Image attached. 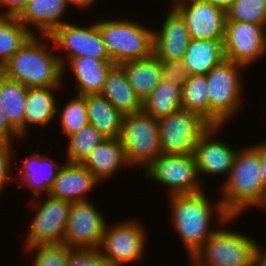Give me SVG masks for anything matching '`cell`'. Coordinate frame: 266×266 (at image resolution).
<instances>
[{
  "label": "cell",
  "instance_id": "cell-1",
  "mask_svg": "<svg viewBox=\"0 0 266 266\" xmlns=\"http://www.w3.org/2000/svg\"><path fill=\"white\" fill-rule=\"evenodd\" d=\"M207 189L195 194H177L168 196L171 215L170 225L187 252L190 259L218 229L214 228V219L219 225L231 216L225 211L220 199L213 201L208 197ZM214 218V219H213Z\"/></svg>",
  "mask_w": 266,
  "mask_h": 266
},
{
  "label": "cell",
  "instance_id": "cell-2",
  "mask_svg": "<svg viewBox=\"0 0 266 266\" xmlns=\"http://www.w3.org/2000/svg\"><path fill=\"white\" fill-rule=\"evenodd\" d=\"M261 160L252 145L239 148L228 178L220 184L219 198L231 217H242L251 207L266 209L261 182Z\"/></svg>",
  "mask_w": 266,
  "mask_h": 266
},
{
  "label": "cell",
  "instance_id": "cell-3",
  "mask_svg": "<svg viewBox=\"0 0 266 266\" xmlns=\"http://www.w3.org/2000/svg\"><path fill=\"white\" fill-rule=\"evenodd\" d=\"M56 53L49 35H32L0 72L28 88L64 86L63 67Z\"/></svg>",
  "mask_w": 266,
  "mask_h": 266
},
{
  "label": "cell",
  "instance_id": "cell-4",
  "mask_svg": "<svg viewBox=\"0 0 266 266\" xmlns=\"http://www.w3.org/2000/svg\"><path fill=\"white\" fill-rule=\"evenodd\" d=\"M244 68L247 67L225 59L205 75L211 125L226 126L242 110L245 94Z\"/></svg>",
  "mask_w": 266,
  "mask_h": 266
},
{
  "label": "cell",
  "instance_id": "cell-5",
  "mask_svg": "<svg viewBox=\"0 0 266 266\" xmlns=\"http://www.w3.org/2000/svg\"><path fill=\"white\" fill-rule=\"evenodd\" d=\"M237 219L230 217L218 225L219 229L190 260L196 266H254L256 253L263 245L242 232L225 227Z\"/></svg>",
  "mask_w": 266,
  "mask_h": 266
},
{
  "label": "cell",
  "instance_id": "cell-6",
  "mask_svg": "<svg viewBox=\"0 0 266 266\" xmlns=\"http://www.w3.org/2000/svg\"><path fill=\"white\" fill-rule=\"evenodd\" d=\"M100 35L114 64L143 59L153 54V28L122 15L96 20Z\"/></svg>",
  "mask_w": 266,
  "mask_h": 266
},
{
  "label": "cell",
  "instance_id": "cell-7",
  "mask_svg": "<svg viewBox=\"0 0 266 266\" xmlns=\"http://www.w3.org/2000/svg\"><path fill=\"white\" fill-rule=\"evenodd\" d=\"M119 139L130 168L145 170L162 154L158 120L143 111L123 116Z\"/></svg>",
  "mask_w": 266,
  "mask_h": 266
},
{
  "label": "cell",
  "instance_id": "cell-8",
  "mask_svg": "<svg viewBox=\"0 0 266 266\" xmlns=\"http://www.w3.org/2000/svg\"><path fill=\"white\" fill-rule=\"evenodd\" d=\"M137 219L106 224L102 243L98 249L112 266L138 263L146 250L147 229Z\"/></svg>",
  "mask_w": 266,
  "mask_h": 266
},
{
  "label": "cell",
  "instance_id": "cell-9",
  "mask_svg": "<svg viewBox=\"0 0 266 266\" xmlns=\"http://www.w3.org/2000/svg\"><path fill=\"white\" fill-rule=\"evenodd\" d=\"M32 199L34 211L24 238L26 241L23 240V248L38 244L63 243L71 202L49 194Z\"/></svg>",
  "mask_w": 266,
  "mask_h": 266
},
{
  "label": "cell",
  "instance_id": "cell-10",
  "mask_svg": "<svg viewBox=\"0 0 266 266\" xmlns=\"http://www.w3.org/2000/svg\"><path fill=\"white\" fill-rule=\"evenodd\" d=\"M145 171V172H144ZM143 173L165 187L164 194H195L203 191L193 155L160 154Z\"/></svg>",
  "mask_w": 266,
  "mask_h": 266
},
{
  "label": "cell",
  "instance_id": "cell-11",
  "mask_svg": "<svg viewBox=\"0 0 266 266\" xmlns=\"http://www.w3.org/2000/svg\"><path fill=\"white\" fill-rule=\"evenodd\" d=\"M162 154L193 155L200 137L211 124L201 115L180 109L158 120Z\"/></svg>",
  "mask_w": 266,
  "mask_h": 266
},
{
  "label": "cell",
  "instance_id": "cell-12",
  "mask_svg": "<svg viewBox=\"0 0 266 266\" xmlns=\"http://www.w3.org/2000/svg\"><path fill=\"white\" fill-rule=\"evenodd\" d=\"M91 23L90 25L80 26L68 20L49 35L56 52L60 51L56 54L62 67L70 59L81 56L111 60L96 22Z\"/></svg>",
  "mask_w": 266,
  "mask_h": 266
},
{
  "label": "cell",
  "instance_id": "cell-13",
  "mask_svg": "<svg viewBox=\"0 0 266 266\" xmlns=\"http://www.w3.org/2000/svg\"><path fill=\"white\" fill-rule=\"evenodd\" d=\"M91 201L71 203L63 243L73 249H99L102 243L107 221Z\"/></svg>",
  "mask_w": 266,
  "mask_h": 266
},
{
  "label": "cell",
  "instance_id": "cell-14",
  "mask_svg": "<svg viewBox=\"0 0 266 266\" xmlns=\"http://www.w3.org/2000/svg\"><path fill=\"white\" fill-rule=\"evenodd\" d=\"M225 59L246 67L266 55V28L262 24L226 21Z\"/></svg>",
  "mask_w": 266,
  "mask_h": 266
},
{
  "label": "cell",
  "instance_id": "cell-15",
  "mask_svg": "<svg viewBox=\"0 0 266 266\" xmlns=\"http://www.w3.org/2000/svg\"><path fill=\"white\" fill-rule=\"evenodd\" d=\"M184 19L190 39L224 40L226 11L201 0H170Z\"/></svg>",
  "mask_w": 266,
  "mask_h": 266
},
{
  "label": "cell",
  "instance_id": "cell-16",
  "mask_svg": "<svg viewBox=\"0 0 266 266\" xmlns=\"http://www.w3.org/2000/svg\"><path fill=\"white\" fill-rule=\"evenodd\" d=\"M223 128H225V125H211L200 137L194 149L193 157L198 177L203 185L205 180L202 177L205 178V175L219 176V178L225 176L224 182L230 174L235 156L239 150V148H233L228 145L229 143L217 137Z\"/></svg>",
  "mask_w": 266,
  "mask_h": 266
},
{
  "label": "cell",
  "instance_id": "cell-17",
  "mask_svg": "<svg viewBox=\"0 0 266 266\" xmlns=\"http://www.w3.org/2000/svg\"><path fill=\"white\" fill-rule=\"evenodd\" d=\"M48 153L50 151L45 154L38 150L32 154L29 153L18 166V160H16L17 152L16 150L14 151V163L17 172L14 176V181L20 189L24 187L25 190L26 188L29 189V192L31 190L33 198L49 194L54 180L63 165V163L60 164L58 161H54V158H50Z\"/></svg>",
  "mask_w": 266,
  "mask_h": 266
},
{
  "label": "cell",
  "instance_id": "cell-18",
  "mask_svg": "<svg viewBox=\"0 0 266 266\" xmlns=\"http://www.w3.org/2000/svg\"><path fill=\"white\" fill-rule=\"evenodd\" d=\"M161 28L153 30V55L159 60H183L190 42L182 16L171 6Z\"/></svg>",
  "mask_w": 266,
  "mask_h": 266
},
{
  "label": "cell",
  "instance_id": "cell-19",
  "mask_svg": "<svg viewBox=\"0 0 266 266\" xmlns=\"http://www.w3.org/2000/svg\"><path fill=\"white\" fill-rule=\"evenodd\" d=\"M101 182L82 164L63 160L49 195L73 202L90 201L88 193Z\"/></svg>",
  "mask_w": 266,
  "mask_h": 266
},
{
  "label": "cell",
  "instance_id": "cell-20",
  "mask_svg": "<svg viewBox=\"0 0 266 266\" xmlns=\"http://www.w3.org/2000/svg\"><path fill=\"white\" fill-rule=\"evenodd\" d=\"M113 65L112 60H102L88 56L72 58L63 66V84L66 83L64 80L65 74L70 67L76 95L100 94L106 76Z\"/></svg>",
  "mask_w": 266,
  "mask_h": 266
},
{
  "label": "cell",
  "instance_id": "cell-21",
  "mask_svg": "<svg viewBox=\"0 0 266 266\" xmlns=\"http://www.w3.org/2000/svg\"><path fill=\"white\" fill-rule=\"evenodd\" d=\"M70 9L64 0H29L17 19L33 35H50L57 27L68 22L63 19Z\"/></svg>",
  "mask_w": 266,
  "mask_h": 266
},
{
  "label": "cell",
  "instance_id": "cell-22",
  "mask_svg": "<svg viewBox=\"0 0 266 266\" xmlns=\"http://www.w3.org/2000/svg\"><path fill=\"white\" fill-rule=\"evenodd\" d=\"M65 86L28 88L24 113V138L34 126L42 128L56 122L58 98L56 93Z\"/></svg>",
  "mask_w": 266,
  "mask_h": 266
},
{
  "label": "cell",
  "instance_id": "cell-23",
  "mask_svg": "<svg viewBox=\"0 0 266 266\" xmlns=\"http://www.w3.org/2000/svg\"><path fill=\"white\" fill-rule=\"evenodd\" d=\"M101 183L112 179L122 168L130 169L119 138H106L82 163Z\"/></svg>",
  "mask_w": 266,
  "mask_h": 266
},
{
  "label": "cell",
  "instance_id": "cell-24",
  "mask_svg": "<svg viewBox=\"0 0 266 266\" xmlns=\"http://www.w3.org/2000/svg\"><path fill=\"white\" fill-rule=\"evenodd\" d=\"M100 94L123 115L142 112L143 102L130 86L126 72L120 64L111 67Z\"/></svg>",
  "mask_w": 266,
  "mask_h": 266
},
{
  "label": "cell",
  "instance_id": "cell-25",
  "mask_svg": "<svg viewBox=\"0 0 266 266\" xmlns=\"http://www.w3.org/2000/svg\"><path fill=\"white\" fill-rule=\"evenodd\" d=\"M224 40L191 39L183 59L184 67L191 75H206L225 60Z\"/></svg>",
  "mask_w": 266,
  "mask_h": 266
},
{
  "label": "cell",
  "instance_id": "cell-26",
  "mask_svg": "<svg viewBox=\"0 0 266 266\" xmlns=\"http://www.w3.org/2000/svg\"><path fill=\"white\" fill-rule=\"evenodd\" d=\"M83 97L89 123L105 138H119L124 115L101 94H87Z\"/></svg>",
  "mask_w": 266,
  "mask_h": 266
},
{
  "label": "cell",
  "instance_id": "cell-27",
  "mask_svg": "<svg viewBox=\"0 0 266 266\" xmlns=\"http://www.w3.org/2000/svg\"><path fill=\"white\" fill-rule=\"evenodd\" d=\"M127 75L128 82L142 102L153 92L162 80L160 60L153 54L147 58L120 64Z\"/></svg>",
  "mask_w": 266,
  "mask_h": 266
},
{
  "label": "cell",
  "instance_id": "cell-28",
  "mask_svg": "<svg viewBox=\"0 0 266 266\" xmlns=\"http://www.w3.org/2000/svg\"><path fill=\"white\" fill-rule=\"evenodd\" d=\"M28 87L0 72V106L7 122L24 139V113Z\"/></svg>",
  "mask_w": 266,
  "mask_h": 266
},
{
  "label": "cell",
  "instance_id": "cell-29",
  "mask_svg": "<svg viewBox=\"0 0 266 266\" xmlns=\"http://www.w3.org/2000/svg\"><path fill=\"white\" fill-rule=\"evenodd\" d=\"M181 91L180 87L162 79L144 100L142 111L156 120L179 111L182 109Z\"/></svg>",
  "mask_w": 266,
  "mask_h": 266
},
{
  "label": "cell",
  "instance_id": "cell-30",
  "mask_svg": "<svg viewBox=\"0 0 266 266\" xmlns=\"http://www.w3.org/2000/svg\"><path fill=\"white\" fill-rule=\"evenodd\" d=\"M32 35L16 17L0 16V69Z\"/></svg>",
  "mask_w": 266,
  "mask_h": 266
},
{
  "label": "cell",
  "instance_id": "cell-31",
  "mask_svg": "<svg viewBox=\"0 0 266 266\" xmlns=\"http://www.w3.org/2000/svg\"><path fill=\"white\" fill-rule=\"evenodd\" d=\"M181 107L201 115L209 122V95L205 75H191L181 91Z\"/></svg>",
  "mask_w": 266,
  "mask_h": 266
},
{
  "label": "cell",
  "instance_id": "cell-32",
  "mask_svg": "<svg viewBox=\"0 0 266 266\" xmlns=\"http://www.w3.org/2000/svg\"><path fill=\"white\" fill-rule=\"evenodd\" d=\"M73 96L64 105H59L61 100L57 104V121L67 138L89 124L85 98L76 94Z\"/></svg>",
  "mask_w": 266,
  "mask_h": 266
},
{
  "label": "cell",
  "instance_id": "cell-33",
  "mask_svg": "<svg viewBox=\"0 0 266 266\" xmlns=\"http://www.w3.org/2000/svg\"><path fill=\"white\" fill-rule=\"evenodd\" d=\"M106 138L90 123L80 131L68 137L66 145V158L70 163H83L91 151Z\"/></svg>",
  "mask_w": 266,
  "mask_h": 266
},
{
  "label": "cell",
  "instance_id": "cell-34",
  "mask_svg": "<svg viewBox=\"0 0 266 266\" xmlns=\"http://www.w3.org/2000/svg\"><path fill=\"white\" fill-rule=\"evenodd\" d=\"M73 250V248L64 243L38 244L23 248V251L32 255L31 266H67L70 253Z\"/></svg>",
  "mask_w": 266,
  "mask_h": 266
},
{
  "label": "cell",
  "instance_id": "cell-35",
  "mask_svg": "<svg viewBox=\"0 0 266 266\" xmlns=\"http://www.w3.org/2000/svg\"><path fill=\"white\" fill-rule=\"evenodd\" d=\"M226 21L262 24L266 28V0H235Z\"/></svg>",
  "mask_w": 266,
  "mask_h": 266
},
{
  "label": "cell",
  "instance_id": "cell-36",
  "mask_svg": "<svg viewBox=\"0 0 266 266\" xmlns=\"http://www.w3.org/2000/svg\"><path fill=\"white\" fill-rule=\"evenodd\" d=\"M162 79L183 88L184 84L189 80L190 74L184 67L183 60H160Z\"/></svg>",
  "mask_w": 266,
  "mask_h": 266
},
{
  "label": "cell",
  "instance_id": "cell-37",
  "mask_svg": "<svg viewBox=\"0 0 266 266\" xmlns=\"http://www.w3.org/2000/svg\"><path fill=\"white\" fill-rule=\"evenodd\" d=\"M67 266H112L98 249H74Z\"/></svg>",
  "mask_w": 266,
  "mask_h": 266
},
{
  "label": "cell",
  "instance_id": "cell-38",
  "mask_svg": "<svg viewBox=\"0 0 266 266\" xmlns=\"http://www.w3.org/2000/svg\"><path fill=\"white\" fill-rule=\"evenodd\" d=\"M14 150V145L0 143V196L8 183L10 185V182H14V175H12L14 171H11L14 164Z\"/></svg>",
  "mask_w": 266,
  "mask_h": 266
},
{
  "label": "cell",
  "instance_id": "cell-39",
  "mask_svg": "<svg viewBox=\"0 0 266 266\" xmlns=\"http://www.w3.org/2000/svg\"><path fill=\"white\" fill-rule=\"evenodd\" d=\"M29 0H0V16L18 17L26 8ZM4 8H6L4 10Z\"/></svg>",
  "mask_w": 266,
  "mask_h": 266
},
{
  "label": "cell",
  "instance_id": "cell-40",
  "mask_svg": "<svg viewBox=\"0 0 266 266\" xmlns=\"http://www.w3.org/2000/svg\"><path fill=\"white\" fill-rule=\"evenodd\" d=\"M16 138L18 140H22L18 133L7 122L4 112L0 106V143L14 145L13 142H16Z\"/></svg>",
  "mask_w": 266,
  "mask_h": 266
},
{
  "label": "cell",
  "instance_id": "cell-41",
  "mask_svg": "<svg viewBox=\"0 0 266 266\" xmlns=\"http://www.w3.org/2000/svg\"><path fill=\"white\" fill-rule=\"evenodd\" d=\"M257 151L261 160V182L263 188L266 190V140L258 144H251Z\"/></svg>",
  "mask_w": 266,
  "mask_h": 266
},
{
  "label": "cell",
  "instance_id": "cell-42",
  "mask_svg": "<svg viewBox=\"0 0 266 266\" xmlns=\"http://www.w3.org/2000/svg\"><path fill=\"white\" fill-rule=\"evenodd\" d=\"M65 3L69 8L76 7L77 9H81L83 11L84 9H90L97 0H64ZM71 6V7H70Z\"/></svg>",
  "mask_w": 266,
  "mask_h": 266
},
{
  "label": "cell",
  "instance_id": "cell-43",
  "mask_svg": "<svg viewBox=\"0 0 266 266\" xmlns=\"http://www.w3.org/2000/svg\"><path fill=\"white\" fill-rule=\"evenodd\" d=\"M201 1L213 4L214 6L220 7L223 10L227 11L235 0H201Z\"/></svg>",
  "mask_w": 266,
  "mask_h": 266
},
{
  "label": "cell",
  "instance_id": "cell-44",
  "mask_svg": "<svg viewBox=\"0 0 266 266\" xmlns=\"http://www.w3.org/2000/svg\"><path fill=\"white\" fill-rule=\"evenodd\" d=\"M261 247L255 256V265L254 266H266V248Z\"/></svg>",
  "mask_w": 266,
  "mask_h": 266
},
{
  "label": "cell",
  "instance_id": "cell-45",
  "mask_svg": "<svg viewBox=\"0 0 266 266\" xmlns=\"http://www.w3.org/2000/svg\"><path fill=\"white\" fill-rule=\"evenodd\" d=\"M189 262H190L189 263L190 266H196L190 259H189Z\"/></svg>",
  "mask_w": 266,
  "mask_h": 266
}]
</instances>
